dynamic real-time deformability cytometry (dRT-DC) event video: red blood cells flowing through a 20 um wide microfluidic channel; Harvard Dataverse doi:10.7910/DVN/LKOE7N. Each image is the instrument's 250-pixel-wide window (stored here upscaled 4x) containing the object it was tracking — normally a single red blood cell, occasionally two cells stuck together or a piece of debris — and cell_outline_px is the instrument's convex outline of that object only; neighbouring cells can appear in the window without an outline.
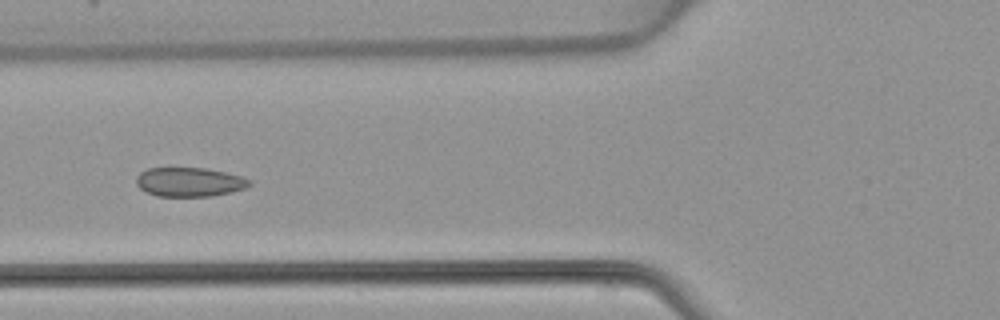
{"species": "common noctule bat (a hibernating species)", "species_latin": "Nyctalus noctula", "temperature_condition": "warm", "stored_images_in_passage": 3, "camera_frame_rate_fps": 3000, "um_per_image_px": 0.085, "animal": {"sex": "female", "body_mass_g": 22.7, "forearm_length_mm": 54.2}, "frame": {"image": 1, "passage_image": 3, "time_ms": 3.333, "image_size_px": [1000, 320], "cell_outline_px": [[252, 184], [244, 188], [232, 192], [212, 196], [156, 196], [140, 188], [136, 184], [136, 176], [140, 172], [148, 168], [204, 168], [224, 172], [240, 176], [252, 180]], "centroid_in_image_um": [16.1, 15.47], "position_along_channel_um": 109.7, "area_um2": 19.19}}